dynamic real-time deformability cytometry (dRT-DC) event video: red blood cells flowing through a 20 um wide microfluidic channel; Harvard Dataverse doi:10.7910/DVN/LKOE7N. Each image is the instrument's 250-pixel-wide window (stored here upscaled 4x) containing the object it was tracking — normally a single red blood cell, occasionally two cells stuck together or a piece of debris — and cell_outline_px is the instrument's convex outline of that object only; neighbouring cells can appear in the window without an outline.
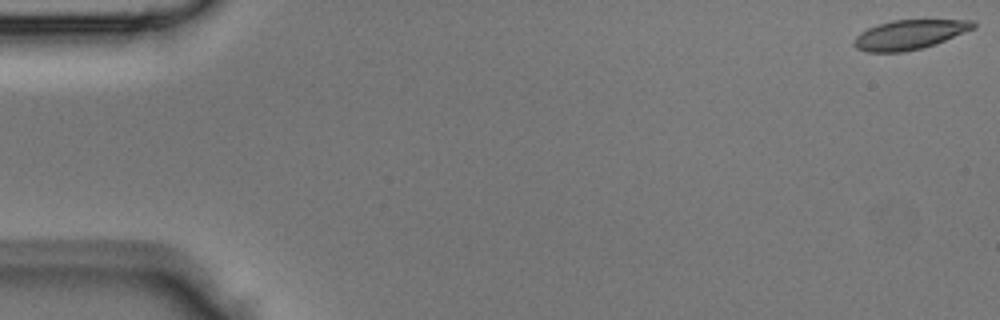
{"species": "Egyptian fruit bat (a non-hibernating species)", "species_latin": "Rousettus aegyptiacus", "temperature_condition": "room temperature", "stored_images_in_passage": 44, "camera_frame_rate_fps": 3000, "um_per_image_px": 0.085, "animal": {"sex": "male"}, "frame": {"image": 1, "passage_image": 1, "time_ms": 0.0, "image_size_px": [1000, 320], "cell_outline_px": [[976, 28], [936, 44], [904, 52], [864, 52], [856, 48], [852, 44], [852, 40], [860, 32], [868, 28], [892, 20], [972, 20], [976, 24]], "centroid_in_image_um": [77.29, 2.95], "position_along_channel_um": 7.7, "area_um2": 20.58}}
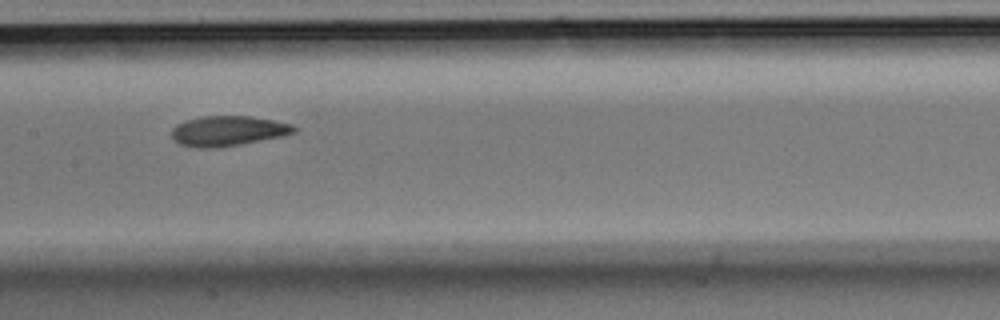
{"frame": {"image": 2, "passage_image": 22, "time_ms": 7.0, "image_size_px": [1000, 320], "cell_outline_px": [[296, 132], [284, 136], [240, 144], [216, 148], [200, 148], [180, 144], [172, 136], [172, 128], [176, 124], [200, 116], [252, 116], [292, 124], [296, 128]], "centroid_in_image_um": [19.4, 11.12], "position_along_channel_um": 188.0, "area_um2": 21.39}}
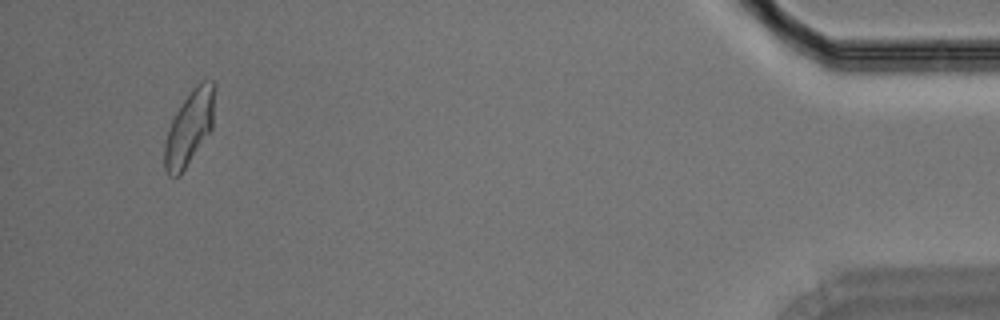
{"frame": {"image": 3, "passage_image": 42, "time_ms": 13.667, "image_size_px": [1000, 320], "cell_outline_px": [[216, 88], [212, 128], [180, 176], [168, 176], [164, 168], [164, 144], [172, 120], [180, 104], [192, 88], [196, 84], [204, 80], [212, 80], [216, 84]], "centroid_in_image_um": [16.11, 10.82], "position_along_channel_um": 419.1, "area_um2": 21.85}}